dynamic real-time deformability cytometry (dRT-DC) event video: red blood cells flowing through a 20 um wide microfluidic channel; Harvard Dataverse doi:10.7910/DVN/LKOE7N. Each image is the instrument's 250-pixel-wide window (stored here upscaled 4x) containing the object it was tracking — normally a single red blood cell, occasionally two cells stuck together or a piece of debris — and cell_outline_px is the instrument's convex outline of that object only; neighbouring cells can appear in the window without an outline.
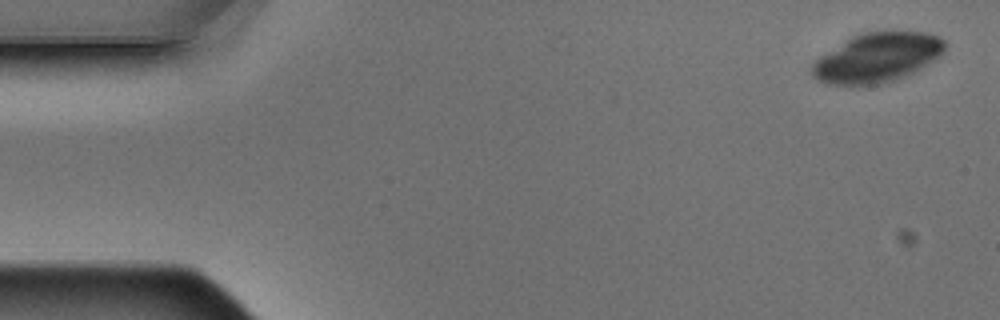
{"species": "Egyptian fruit bat (a non-hibernating species)", "species_latin": "Rousettus aegyptiacus", "temperature_condition": "warm", "stored_images_in_passage": 4, "camera_frame_rate_fps": 3000, "um_per_image_px": 0.085, "animal": {"sex": "male"}, "frame": {"image": 1, "passage_image": 1, "time_ms": 0.0, "image_size_px": [1000, 320], "cell_outline_px": [[948, 44], [944, 52], [936, 60], [904, 76], [880, 84], [828, 84], [816, 80], [812, 76], [812, 64], [820, 56], [852, 36], [864, 32], [928, 32], [940, 36]], "centroid_in_image_um": [74.6, 4.88], "position_along_channel_um": 10.4, "area_um2": 38.03}}